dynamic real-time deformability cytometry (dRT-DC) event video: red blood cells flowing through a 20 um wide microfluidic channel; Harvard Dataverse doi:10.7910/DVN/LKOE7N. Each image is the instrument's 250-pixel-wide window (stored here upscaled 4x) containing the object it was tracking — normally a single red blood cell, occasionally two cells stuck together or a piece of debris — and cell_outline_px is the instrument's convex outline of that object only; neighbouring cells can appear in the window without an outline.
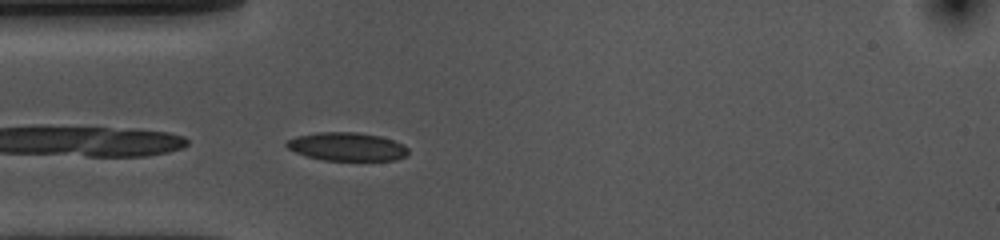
{"species": "common noctule bat (a hibernating species)", "species_latin": "Nyctalus noctula", "temperature_condition": "cold", "stored_images_in_passage": 16, "camera_frame_rate_fps": 3000, "um_per_image_px": 0.085, "animal": {"sex": "female", "body_mass_g": 10.0, "forearm_length_mm": 53.1}, "frame": {"image": 1, "passage_image": 1, "time_ms": 0.0, "image_size_px": [1000, 240], "cell_outline_px": [[408, 152], [404, 156], [396, 160], [324, 160], [308, 156], [296, 152], [288, 148], [284, 144], [288, 140], [296, 136], [316, 132], [356, 132], [380, 136], [404, 144], [408, 148]], "centroid_in_image_um": [29.49, 12.46], "position_along_channel_um": 55.5, "area_um2": 20.0}}
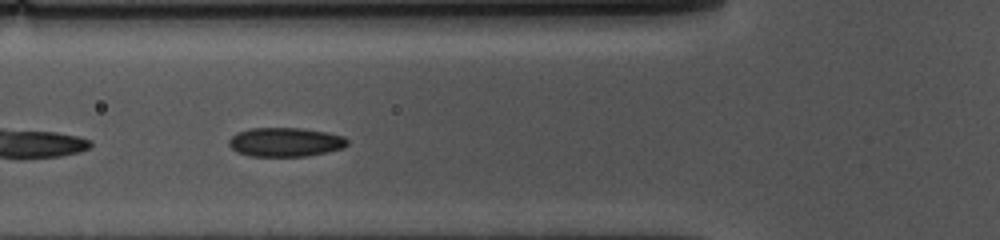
{"frame": {"image": 2, "passage_image": 5, "time_ms": 1.333, "image_size_px": [1000, 240], "cell_outline_px": [[348, 144], [344, 148], [328, 152], [308, 156], [248, 156], [236, 152], [228, 144], [228, 140], [236, 132], [248, 128], [300, 128], [328, 132], [344, 136], [348, 140]], "centroid_in_image_um": [24.25, 12.08], "position_along_channel_um": 101.5, "area_um2": 20.35}}
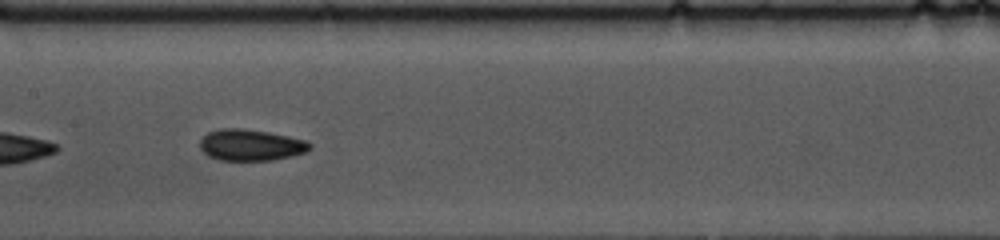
{"frame": {"image": 3, "passage_image": 12, "time_ms": 3.667, "image_size_px": [1000, 240], "cell_outline_px": [[312, 148], [304, 152], [272, 160], [220, 160], [208, 156], [200, 148], [200, 140], [208, 132], [220, 128], [244, 128], [268, 132], [308, 140], [312, 144]], "centroid_in_image_um": [21.31, 12.31], "position_along_channel_um": 186.1, "area_um2": 20.06}}